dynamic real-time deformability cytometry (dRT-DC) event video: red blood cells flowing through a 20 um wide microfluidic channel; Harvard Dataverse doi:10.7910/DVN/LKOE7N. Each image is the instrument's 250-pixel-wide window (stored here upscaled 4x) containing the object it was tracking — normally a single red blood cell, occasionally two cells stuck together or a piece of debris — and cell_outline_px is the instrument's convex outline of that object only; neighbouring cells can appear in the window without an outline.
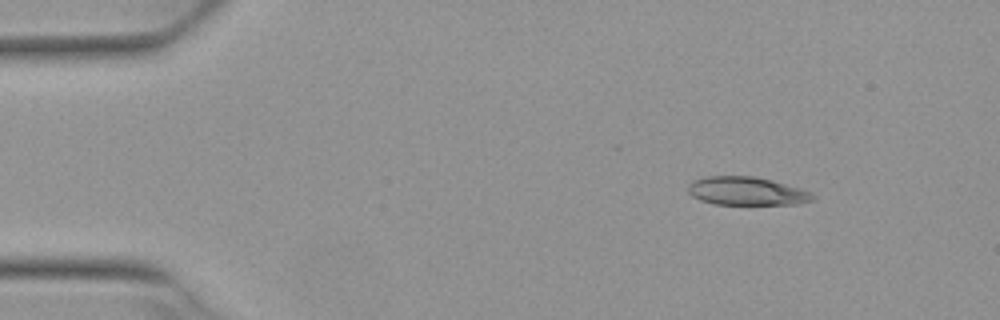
{"species": "Egyptian fruit bat (a non-hibernating species)", "species_latin": "Rousettus aegyptiacus", "temperature_condition": "warm", "stored_images_in_passage": 3, "camera_frame_rate_fps": 3000, "um_per_image_px": 0.085, "animal": {"sex": "female"}, "frame": {"image": 1, "passage_image": 1, "time_ms": 0.0, "image_size_px": [1000, 320], "cell_outline_px": [[816, 200], [800, 204], [712, 204], [700, 200], [692, 196], [688, 192], [688, 184], [692, 180], [704, 176], [752, 176], [772, 180], [800, 188], [812, 192], [816, 196]], "centroid_in_image_um": [63.48, 16.24], "position_along_channel_um": 21.5, "area_um2": 20.87}}